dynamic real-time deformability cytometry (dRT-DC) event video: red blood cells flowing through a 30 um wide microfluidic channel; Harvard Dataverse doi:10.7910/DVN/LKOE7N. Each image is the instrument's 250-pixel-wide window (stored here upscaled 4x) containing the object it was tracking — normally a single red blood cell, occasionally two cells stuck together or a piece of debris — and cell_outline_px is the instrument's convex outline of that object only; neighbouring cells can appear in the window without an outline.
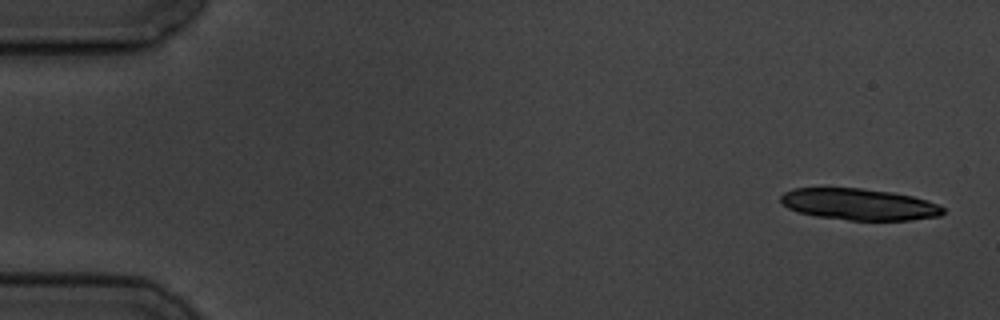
{"species": "common noctule bat (a hibernating species)", "species_latin": "Nyctalus noctula", "temperature_condition": "cold", "stored_images_in_passage": 5, "camera_frame_rate_fps": 3000, "um_per_image_px": 0.085, "animal": {"sex": "male", "body_mass_g": 19.5, "forearm_length_mm": 54.6}, "frame": {"image": 1, "passage_image": 1, "time_ms": 0.0, "image_size_px": [1000, 320], "cell_outline_px": [[944, 212], [940, 216], [912, 220], [848, 220], [816, 216], [796, 212], [780, 204], [780, 196], [784, 192], [792, 188], [860, 188], [892, 192], [912, 196], [928, 200], [944, 208]], "centroid_in_image_um": [72.99, 17.37], "position_along_channel_um": 12.0, "area_um2": 30.0}}